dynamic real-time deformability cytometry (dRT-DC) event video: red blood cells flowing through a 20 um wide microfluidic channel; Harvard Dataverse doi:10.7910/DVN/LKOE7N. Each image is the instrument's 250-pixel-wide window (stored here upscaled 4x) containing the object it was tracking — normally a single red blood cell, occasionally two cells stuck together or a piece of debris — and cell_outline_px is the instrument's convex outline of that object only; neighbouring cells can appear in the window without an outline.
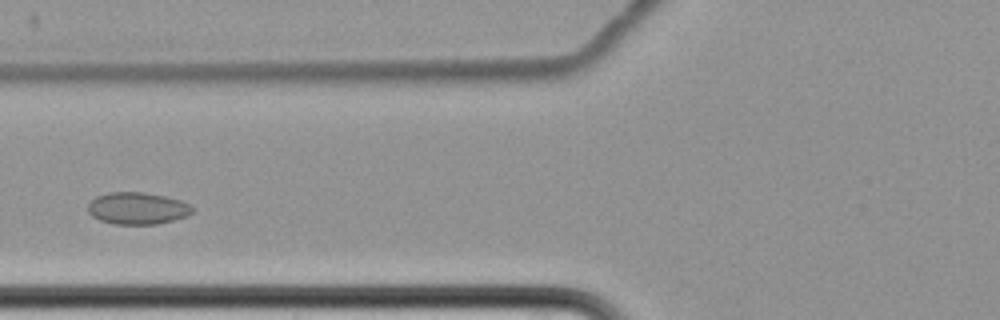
{"species": "common noctule bat (a hibernating species)", "species_latin": "Nyctalus noctula", "temperature_condition": "cold", "stored_images_in_passage": 8, "camera_frame_rate_fps": 3000, "um_per_image_px": 0.085, "animal": {"sex": "female", "body_mass_g": 22.7, "forearm_length_mm": 54.2}, "frame": {"image": 1, "passage_image": 5, "time_ms": 5.0, "image_size_px": [1000, 320], "cell_outline_px": [[196, 208], [188, 216], [156, 224], [112, 224], [100, 220], [92, 216], [88, 212], [88, 204], [96, 196], [108, 192], [144, 192], [164, 196], [180, 200]], "centroid_in_image_um": [11.68, 17.7], "position_along_channel_um": 114.1, "area_um2": 19.54}}
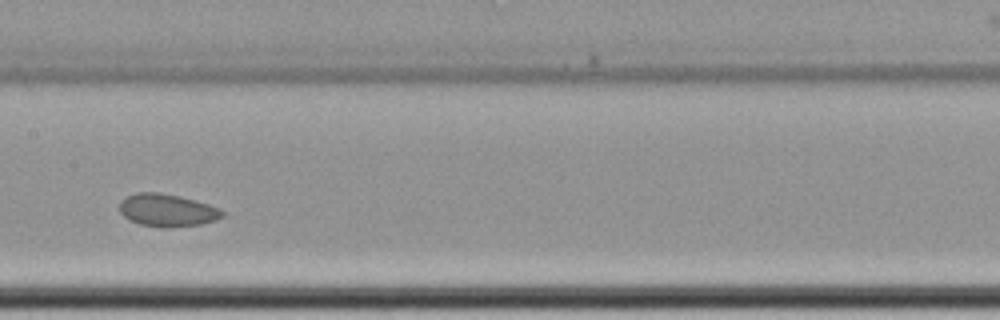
{"frame": {"image": 2, "passage_image": 7, "time_ms": 7.333, "image_size_px": [1000, 320], "cell_outline_px": [[224, 216], [200, 224], [168, 228], [160, 228], [140, 224], [128, 220], [120, 212], [120, 204], [128, 196], [136, 192], [160, 192], [180, 196], [208, 204], [220, 208], [224, 212]], "centroid_in_image_um": [14.21, 17.88], "position_along_channel_um": 193.2, "area_um2": 19.48}}
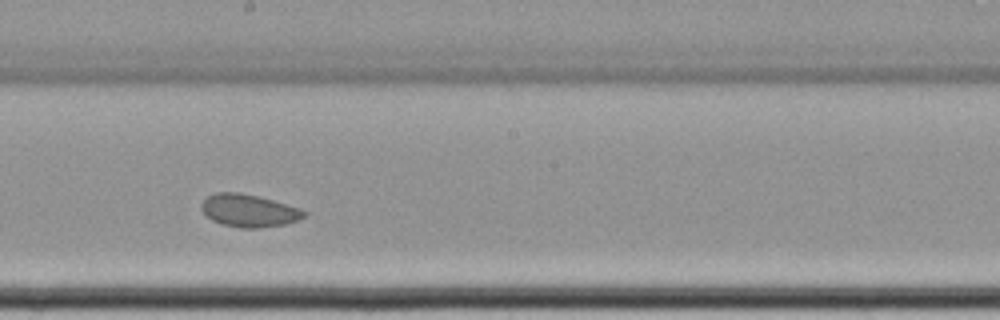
{"frame": {"image": 3, "passage_image": 8, "time_ms": 8.333, "image_size_px": [1000, 320], "cell_outline_px": [[308, 212], [304, 216], [296, 220], [284, 224], [260, 228], [240, 228], [220, 224], [212, 220], [200, 208], [200, 204], [208, 196], [216, 192], [240, 192], [272, 200], [300, 208]], "centroid_in_image_um": [21.13, 17.9], "position_along_channel_um": 227.1, "area_um2": 19.42}}